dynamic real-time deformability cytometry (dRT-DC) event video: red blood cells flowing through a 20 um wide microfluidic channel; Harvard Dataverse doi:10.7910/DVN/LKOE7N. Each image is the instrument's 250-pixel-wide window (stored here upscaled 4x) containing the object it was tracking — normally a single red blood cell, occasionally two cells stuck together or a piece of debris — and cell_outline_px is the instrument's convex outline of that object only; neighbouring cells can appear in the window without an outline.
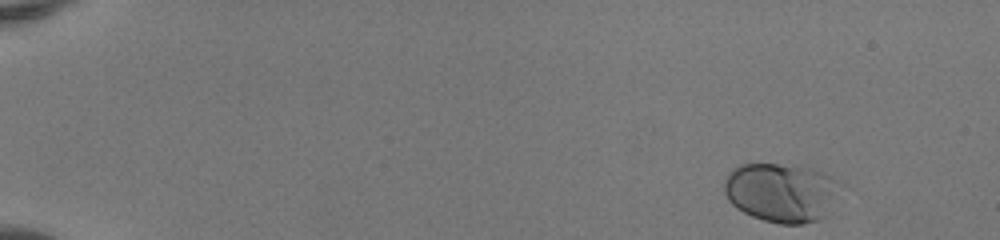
{"species": "human", "species_latin": "Homo sapiens", "temperature_condition": "room temperature", "stored_images_in_passage": 47, "camera_frame_rate_fps": 3000, "um_per_image_px": 0.085, "donor": {"sex": "female"}, "frame": {"image": 1, "passage_image": 1, "time_ms": 0.0, "image_size_px": [1000, 240], "cell_outline_px": [[844, 184], [828, 216], [820, 220], [804, 224], [780, 224], [764, 220], [752, 216], [736, 208], [728, 200], [724, 192], [724, 180], [728, 172], [740, 164], [776, 164], [812, 168], [824, 172], [832, 176]], "centroid_in_image_um": [66.48, 16.37], "position_along_channel_um": 18.5, "area_um2": 40.86}}
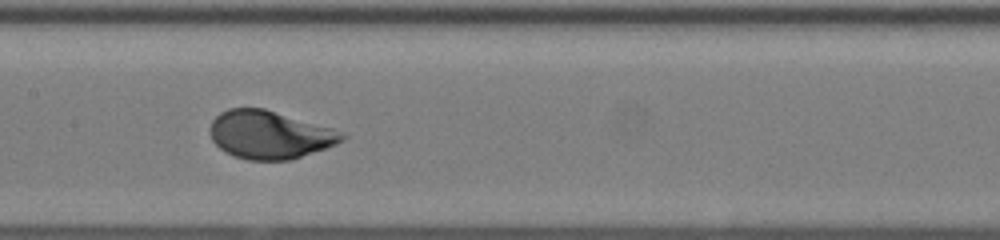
{"frame": {"image": 2, "passage_image": 24, "time_ms": 7.667, "image_size_px": [1000, 240], "cell_outline_px": [[348, 136], [344, 140], [336, 144], [292, 160], [248, 160], [232, 156], [220, 148], [212, 140], [208, 128], [212, 120], [220, 112], [228, 108], [264, 108], [332, 128]], "centroid_in_image_um": [22.89, 11.45], "position_along_channel_um": 184.5, "area_um2": 37.05}}
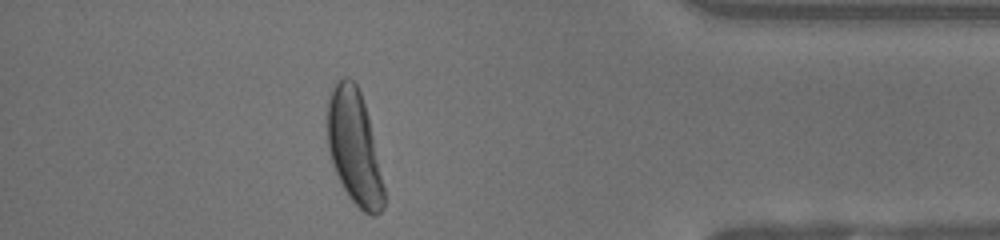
{"frame": {"image": 3, "passage_image": 42, "time_ms": 13.667, "image_size_px": [1000, 240], "cell_outline_px": [[384, 208], [376, 216], [372, 216], [364, 212], [348, 196], [332, 164], [328, 148], [328, 92], [344, 76], [348, 76], [356, 84], [360, 92], [368, 116], [384, 188]], "centroid_in_image_um": [30.1, 12.53], "position_along_channel_um": 405.1, "area_um2": 37.11}, "authors_computed_cell_mechanics": {"area_um2": 37.1076, "velocity_mm_per_s": 4.1215, "shape_relaxation_time_tau1_ms": 2.3764, "shape_relaxation_time_tau2_ms": null, "deformation_change_tau1": 0.1424, "deformation_change_tau2": null}}